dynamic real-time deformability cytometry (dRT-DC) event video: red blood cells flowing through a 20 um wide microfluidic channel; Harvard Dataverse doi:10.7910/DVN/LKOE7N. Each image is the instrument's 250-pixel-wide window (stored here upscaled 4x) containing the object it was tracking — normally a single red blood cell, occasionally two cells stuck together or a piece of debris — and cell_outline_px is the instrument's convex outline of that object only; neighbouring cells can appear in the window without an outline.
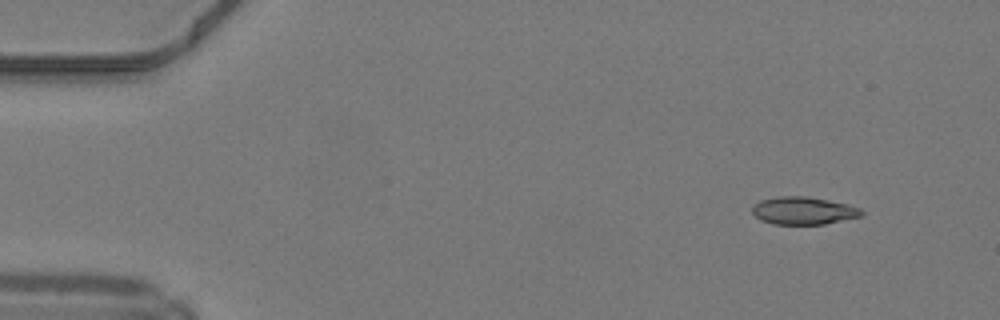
{"species": "common noctule bat (a hibernating species)", "species_latin": "Nyctalus noctula", "temperature_condition": "warm", "stored_images_in_passage": 8, "camera_frame_rate_fps": 3000, "um_per_image_px": 0.085, "animal": {"sex": "male", "body_mass_g": 19.2, "forearm_length_mm": 51.8}, "frame": {"image": 1, "passage_image": 1, "time_ms": 0.0, "image_size_px": [1000, 320], "cell_outline_px": [[864, 216], [824, 224], [772, 224], [760, 220], [752, 212], [752, 204], [760, 200], [776, 196], [808, 196], [848, 204], [860, 208], [864, 212]], "centroid_in_image_um": [68.29, 17.9], "position_along_channel_um": 16.7, "area_um2": 17.86}}